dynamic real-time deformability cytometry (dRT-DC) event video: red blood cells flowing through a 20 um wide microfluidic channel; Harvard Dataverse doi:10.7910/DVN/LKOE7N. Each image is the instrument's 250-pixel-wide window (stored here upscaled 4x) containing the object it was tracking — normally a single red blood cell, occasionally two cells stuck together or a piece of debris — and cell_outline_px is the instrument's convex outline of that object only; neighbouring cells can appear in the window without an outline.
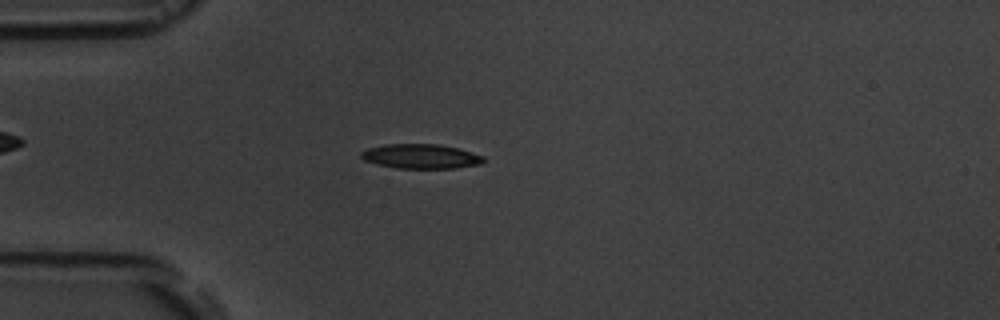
{"species": "common noctule bat (a hibernating species)", "species_latin": "Nyctalus noctula", "temperature_condition": "room temperature", "stored_images_in_passage": 5, "camera_frame_rate_fps": 3000, "um_per_image_px": 0.085, "animal": {"sex": "male", "body_mass_g": 19.5, "forearm_length_mm": 54.6}, "frame": {"image": 1, "passage_image": 4, "time_ms": 3.333, "image_size_px": [1000, 320], "cell_outline_px": [[484, 160], [480, 164], [456, 168], [396, 168], [376, 164], [364, 160], [360, 156], [360, 152], [368, 148], [384, 144], [440, 144], [460, 148], [484, 156]], "centroid_in_image_um": [35.77, 13.28], "position_along_channel_um": 49.2, "area_um2": 17.63}}